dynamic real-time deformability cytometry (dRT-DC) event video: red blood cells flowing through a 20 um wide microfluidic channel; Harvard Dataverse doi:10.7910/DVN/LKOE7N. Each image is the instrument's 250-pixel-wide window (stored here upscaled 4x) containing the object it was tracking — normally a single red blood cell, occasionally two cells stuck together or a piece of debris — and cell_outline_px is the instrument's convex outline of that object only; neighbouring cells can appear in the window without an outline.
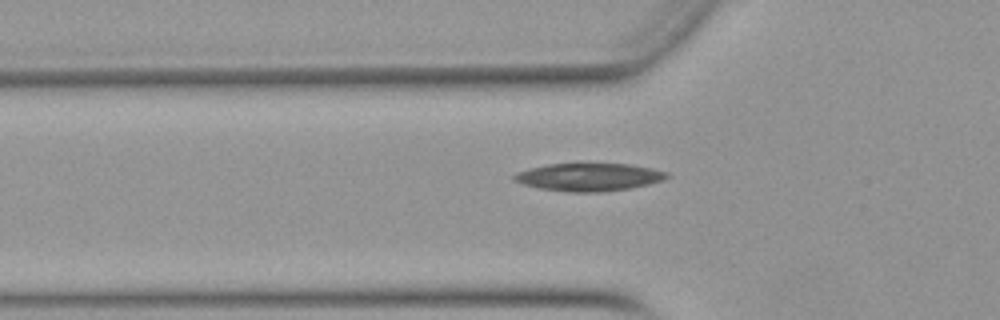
{"species": "Egyptian fruit bat (a non-hibernating species)", "species_latin": "Rousettus aegyptiacus", "temperature_condition": "warm", "stored_images_in_passage": 37, "camera_frame_rate_fps": 3000, "um_per_image_px": 0.085, "animal": {"sex": "female"}, "frame": {"image": 1, "passage_image": 3, "time_ms": 0.667, "image_size_px": [1000, 320], "cell_outline_px": [[672, 176], [664, 180], [648, 184], [628, 188], [604, 192], [568, 192], [540, 188], [524, 184], [512, 180], [512, 176], [516, 172], [548, 164], [580, 160], [632, 164], [652, 168], [668, 172]], "centroid_in_image_um": [50.08, 14.99], "position_along_channel_um": 75.7, "area_um2": 25.95}}
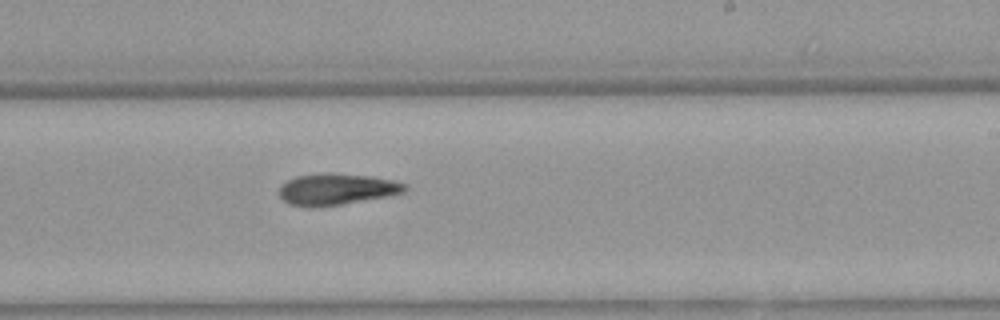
{"frame": {"image": 2, "passage_image": 17, "time_ms": 5.333, "image_size_px": [1000, 320], "cell_outline_px": [[408, 188], [404, 192], [384, 196], [340, 204], [312, 208], [288, 204], [276, 192], [280, 184], [296, 176], [324, 172], [332, 172], [368, 176], [392, 180], [408, 184]], "centroid_in_image_um": [28.53, 16.07], "position_along_channel_um": 260.5, "area_um2": 23.12}}
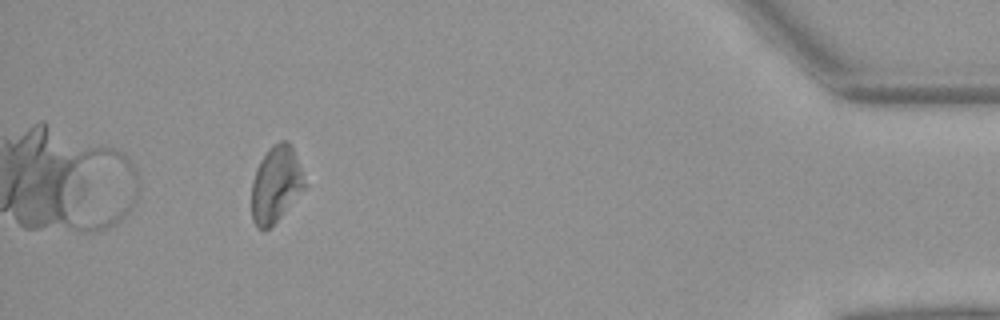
{"frame": {"image": 3, "passage_image": 33, "time_ms": 10.667, "image_size_px": [1000, 320], "cell_outline_px": [[304, 188], [280, 216], [268, 228], [256, 228], [252, 220], [252, 180], [256, 168], [260, 160], [268, 148], [272, 144], [280, 140], [288, 140], [292, 144], [300, 168], [304, 184]], "centroid_in_image_um": [23.41, 15.61], "position_along_channel_um": 411.8, "area_um2": 23.12}}